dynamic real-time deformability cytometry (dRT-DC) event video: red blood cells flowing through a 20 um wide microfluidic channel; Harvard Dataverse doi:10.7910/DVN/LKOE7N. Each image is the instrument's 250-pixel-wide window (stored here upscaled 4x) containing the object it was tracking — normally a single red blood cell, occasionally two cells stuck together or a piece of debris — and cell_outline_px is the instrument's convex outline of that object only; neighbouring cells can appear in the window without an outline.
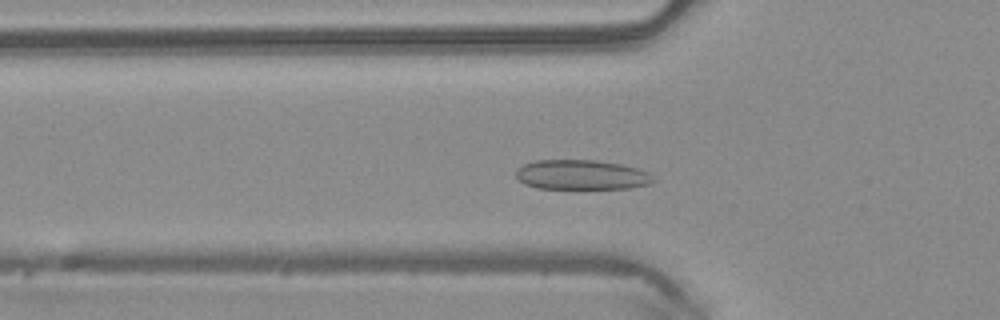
{"species": "common noctule bat (a hibernating species)", "species_latin": "Nyctalus noctula", "temperature_condition": "warm", "stored_images_in_passage": 35, "camera_frame_rate_fps": 3000, "um_per_image_px": 0.085, "animal": {"sex": "male", "body_mass_g": 20.4}, "frame": {"image": 1, "passage_image": 2, "time_ms": 0.333, "image_size_px": [1000, 320], "cell_outline_px": [[656, 180], [648, 184], [628, 188], [536, 188], [524, 184], [516, 176], [516, 168], [524, 164], [536, 160], [596, 160], [624, 164], [648, 172]], "centroid_in_image_um": [49.42, 14.85], "position_along_channel_um": 76.4, "area_um2": 23.81}}
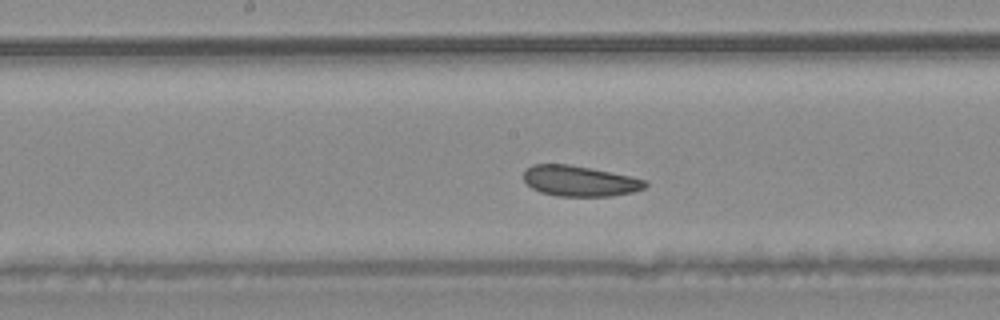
{"frame": {"image": 2, "passage_image": 11, "time_ms": 3.333, "image_size_px": [1000, 320], "cell_outline_px": [[648, 184], [644, 188], [632, 192], [612, 196], [556, 196], [540, 192], [532, 188], [524, 180], [524, 172], [532, 164], [568, 164], [632, 176], [648, 180]], "centroid_in_image_um": [49.29, 15.39], "position_along_channel_um": 198.9, "area_um2": 21.68}}
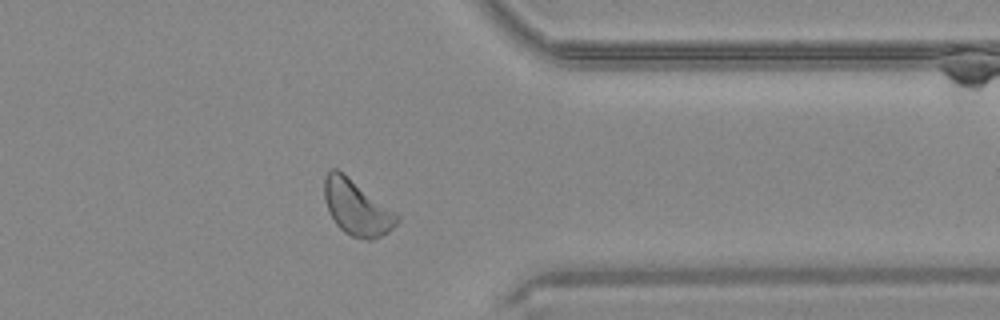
{"frame": {"image": 3, "passage_image": 25, "time_ms": 8.0, "image_size_px": [1000, 320], "cell_outline_px": [[400, 220], [388, 232], [372, 240], [364, 240], [352, 236], [344, 232], [336, 224], [328, 212], [324, 196], [324, 176], [332, 168], [336, 168], [396, 212], [400, 216]], "centroid_in_image_um": [30.31, 17.67], "position_along_channel_um": 381.1, "area_um2": 23.24}, "authors_computed_cell_mechanics": {"area_um2": 22.4264, "velocity_mm_per_s": 4.0679, "shape_relaxation_time_tau1_ms": 3.8958, "shape_relaxation_time_tau2_ms": null, "deformation_change_tau1": 0.0756, "deformation_change_tau2": null}}